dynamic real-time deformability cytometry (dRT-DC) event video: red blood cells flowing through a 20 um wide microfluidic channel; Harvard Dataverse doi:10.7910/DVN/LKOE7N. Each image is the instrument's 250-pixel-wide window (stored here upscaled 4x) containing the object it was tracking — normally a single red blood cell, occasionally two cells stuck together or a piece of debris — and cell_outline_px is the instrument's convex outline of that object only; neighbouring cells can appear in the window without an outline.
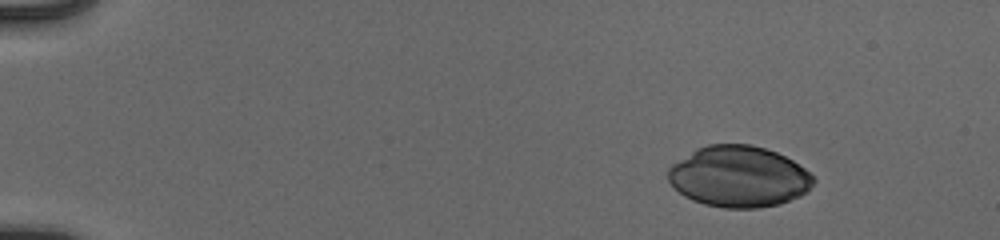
{"species": "human", "species_latin": "Homo sapiens", "temperature_condition": "cold", "stored_images_in_passage": 48, "camera_frame_rate_fps": 3000, "um_per_image_px": 0.085, "donor": {"sex": "male"}, "frame": {"image": 1, "passage_image": 1, "time_ms": 0.0, "image_size_px": [1000, 240], "cell_outline_px": [[816, 180], [800, 196], [780, 204], [760, 208], [724, 208], [704, 204], [692, 200], [684, 196], [668, 180], [668, 168], [672, 164], [696, 148], [708, 144], [752, 144], [776, 152], [792, 160], [804, 168]], "centroid_in_image_um": [62.78, 15.01], "position_along_channel_um": 22.2, "area_um2": 51.67}}
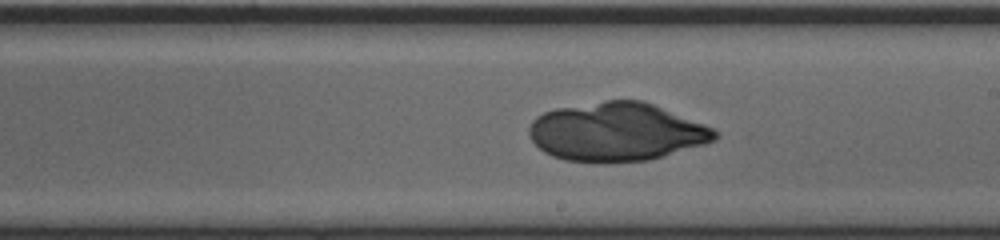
{"frame": {"image": 2, "passage_image": 27, "time_ms": 8.667, "image_size_px": [1000, 240], "cell_outline_px": [[720, 136], [716, 140], [704, 144], [664, 156], [648, 160], [604, 164], [592, 164], [564, 160], [552, 156], [544, 152], [532, 140], [528, 132], [528, 128], [532, 120], [536, 116], [544, 112], [556, 108], [604, 100], [644, 100], [704, 124], [720, 132]], "centroid_in_image_um": [52.39, 11.23], "position_along_channel_um": 236.6, "area_um2": 64.16}}
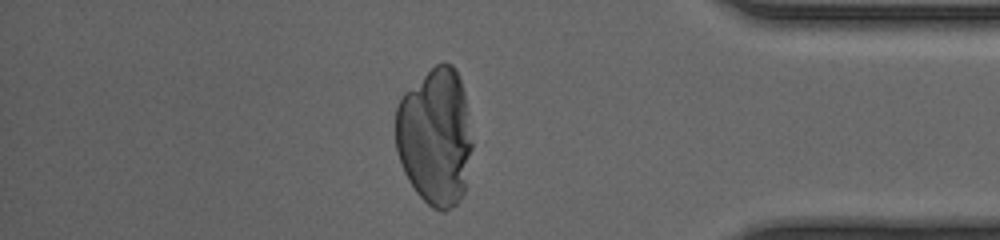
{"frame": {"image": 3, "passage_image": 41, "time_ms": 13.333, "image_size_px": [1000, 240], "cell_outline_px": [[472, 148], [464, 192], [456, 204], [444, 212], [440, 212], [432, 208], [416, 192], [408, 180], [404, 172], [396, 148], [396, 108], [404, 92], [436, 64], [452, 64], [456, 68], [464, 92], [472, 140]], "centroid_in_image_um": [36.99, 11.63], "position_along_channel_um": 398.2, "area_um2": 61.33}}